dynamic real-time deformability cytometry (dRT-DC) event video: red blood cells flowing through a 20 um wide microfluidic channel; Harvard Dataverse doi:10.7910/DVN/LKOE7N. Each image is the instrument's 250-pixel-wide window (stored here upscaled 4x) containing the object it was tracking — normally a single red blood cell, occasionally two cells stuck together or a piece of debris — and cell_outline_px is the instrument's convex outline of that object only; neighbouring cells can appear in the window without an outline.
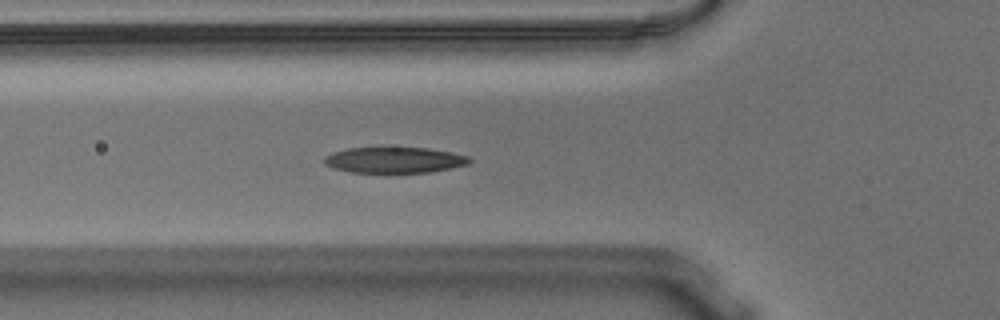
{"species": "Egyptian fruit bat (a non-hibernating species)", "species_latin": "Rousettus aegyptiacus", "temperature_condition": "warm", "stored_images_in_passage": 39, "camera_frame_rate_fps": 3000, "um_per_image_px": 0.085, "animal": {"sex": "male"}, "frame": {"image": 1, "passage_image": 3, "time_ms": 0.667, "image_size_px": [1000, 320], "cell_outline_px": [[472, 160], [468, 164], [428, 172], [352, 172], [336, 168], [324, 164], [324, 156], [332, 152], [348, 148], [388, 144], [428, 148], [452, 152], [468, 156]], "centroid_in_image_um": [33.49, 13.53], "position_along_channel_um": 92.3, "area_um2": 22.72}}
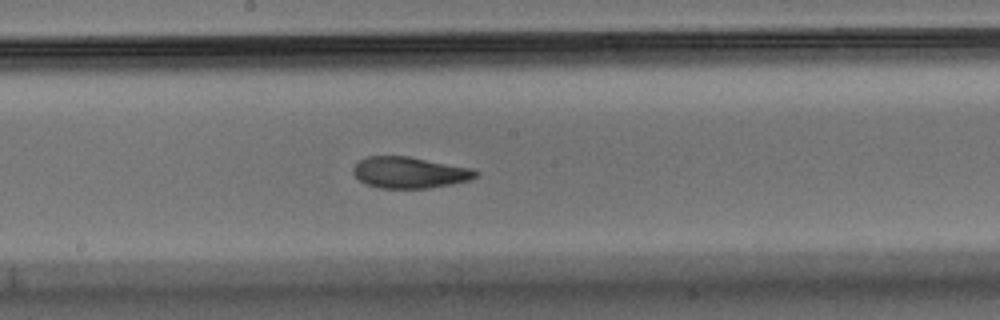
{"frame": {"image": 2, "passage_image": 13, "time_ms": 4.0, "image_size_px": [1000, 320], "cell_outline_px": [[480, 172], [476, 176], [468, 180], [452, 184], [428, 188], [376, 188], [364, 184], [352, 172], [352, 168], [364, 156], [408, 156], [472, 168]], "centroid_in_image_um": [34.78, 14.66], "position_along_channel_um": 213.4, "area_um2": 22.43}}
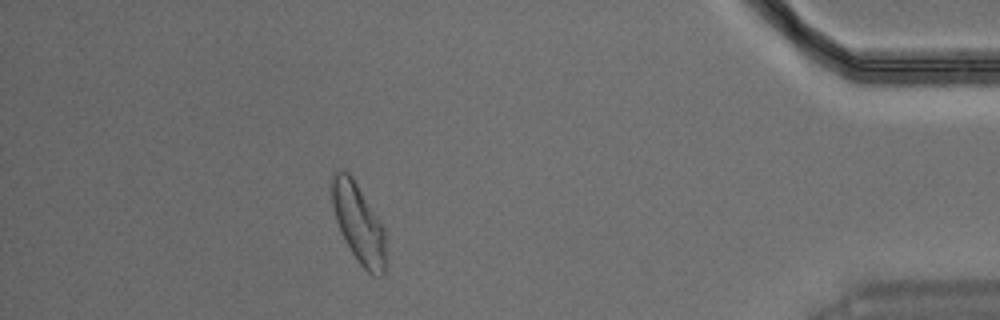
{"frame": {"image": 3, "passage_image": 33, "time_ms": 10.667, "image_size_px": [1000, 320], "cell_outline_px": [[388, 260], [384, 272], [380, 276], [372, 276], [360, 264], [344, 240], [340, 232], [336, 220], [332, 204], [332, 172], [348, 172], [352, 176], [380, 220], [384, 228]], "centroid_in_image_um": [30.52, 19.04], "position_along_channel_um": 404.7, "area_um2": 25.09}, "authors_computed_cell_mechanics": {"area_um2": 23.2356, "velocity_mm_per_s": 3.6123, "shape_relaxation_time_tau1_ms": 5.0806, "shape_relaxation_time_tau2_ms": 2.2341, "deformation_change_tau1": 0.1728, "deformation_change_tau2": 0.0839}}